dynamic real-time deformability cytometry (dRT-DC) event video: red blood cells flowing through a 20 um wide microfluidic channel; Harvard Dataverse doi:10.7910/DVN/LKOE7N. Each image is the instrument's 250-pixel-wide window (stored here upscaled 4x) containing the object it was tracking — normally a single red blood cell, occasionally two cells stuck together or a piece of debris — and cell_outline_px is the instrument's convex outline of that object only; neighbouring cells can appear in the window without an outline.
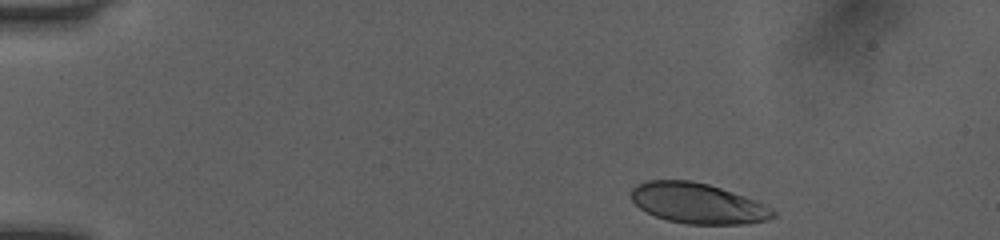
{"species": "human", "species_latin": "Homo sapiens", "temperature_condition": "room temperature", "stored_images_in_passage": 40, "camera_frame_rate_fps": 3000, "um_per_image_px": 0.085, "donor": {"sex": "female"}, "frame": {"image": 1, "passage_image": 1, "time_ms": 0.0, "image_size_px": [1000, 240], "cell_outline_px": [[776, 216], [768, 220], [748, 224], [688, 224], [668, 220], [656, 216], [640, 208], [632, 200], [632, 188], [636, 184], [644, 180], [692, 180], [708, 184], [732, 192], [772, 208], [776, 212]], "centroid_in_image_um": [59.3, 17.28], "position_along_channel_um": 25.7, "area_um2": 33.23}}
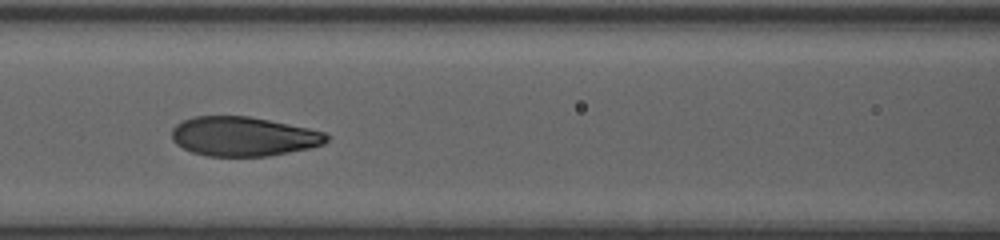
{"frame": {"image": 2, "passage_image": 17, "time_ms": 5.333, "image_size_px": [1000, 240], "cell_outline_px": [[332, 136], [324, 144], [312, 148], [268, 156], [208, 156], [192, 152], [176, 144], [172, 140], [172, 128], [176, 124], [192, 116], [248, 116], [308, 128], [324, 132]], "centroid_in_image_um": [20.71, 11.6], "position_along_channel_um": 145.9, "area_um2": 35.6}}
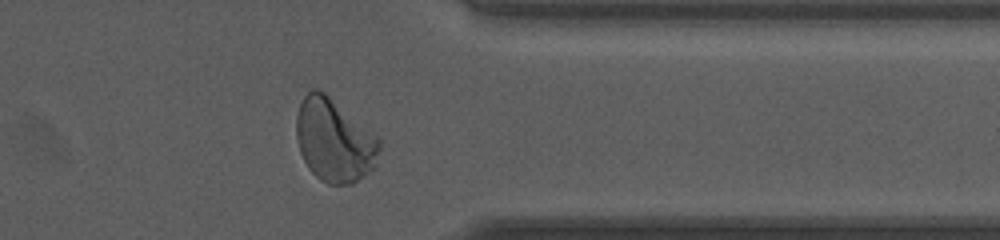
{"frame": {"image": 3, "passage_image": 35, "time_ms": 11.333, "image_size_px": [1000, 240], "cell_outline_px": [[380, 148], [376, 168], [352, 184], [328, 184], [320, 180], [308, 168], [300, 152], [296, 140], [296, 116], [300, 104], [304, 96], [312, 88], [316, 88], [324, 92], [380, 136]], "centroid_in_image_um": [28.44, 11.94], "position_along_channel_um": 383.0, "area_um2": 40.81}, "authors_computed_cell_mechanics": {"area_um2": 35.9805, "velocity_mm_per_s": 4.0477, "shape_relaxation_time_tau1_ms": 3.7412, "shape_relaxation_time_tau2_ms": null, "deformation_change_tau1": 0.1719, "deformation_change_tau2": null}}